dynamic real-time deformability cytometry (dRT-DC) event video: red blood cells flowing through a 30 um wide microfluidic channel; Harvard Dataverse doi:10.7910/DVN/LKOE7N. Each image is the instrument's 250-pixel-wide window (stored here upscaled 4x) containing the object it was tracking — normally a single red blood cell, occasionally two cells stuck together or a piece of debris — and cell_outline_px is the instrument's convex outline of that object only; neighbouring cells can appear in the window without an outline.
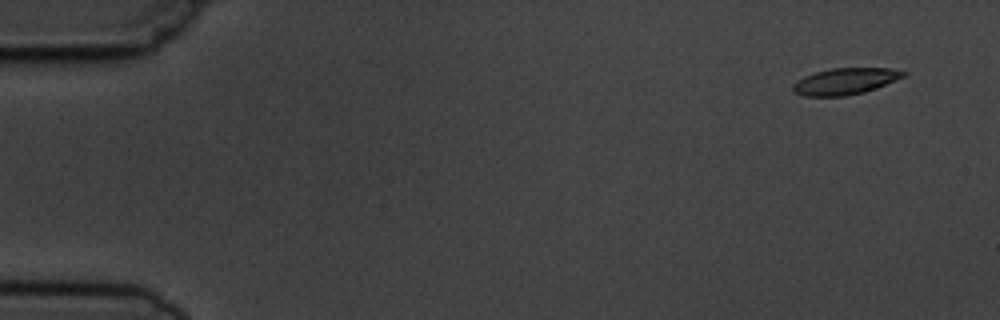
{"species": "common noctule bat (a hibernating species)", "species_latin": "Nyctalus noctula", "temperature_condition": "cold", "stored_images_in_passage": 5, "camera_frame_rate_fps": 3000, "um_per_image_px": 0.085, "animal": {"sex": "male", "body_mass_g": 19.5, "forearm_length_mm": 54.6}, "frame": {"image": 1, "passage_image": 1, "time_ms": 0.0, "image_size_px": [1000, 320], "cell_outline_px": [[908, 72], [904, 76], [876, 88], [864, 92], [844, 96], [804, 96], [792, 92], [792, 84], [796, 80], [804, 76], [816, 72], [832, 68], [892, 68]], "centroid_in_image_um": [71.8, 6.91], "position_along_channel_um": 13.2, "area_um2": 17.05}}
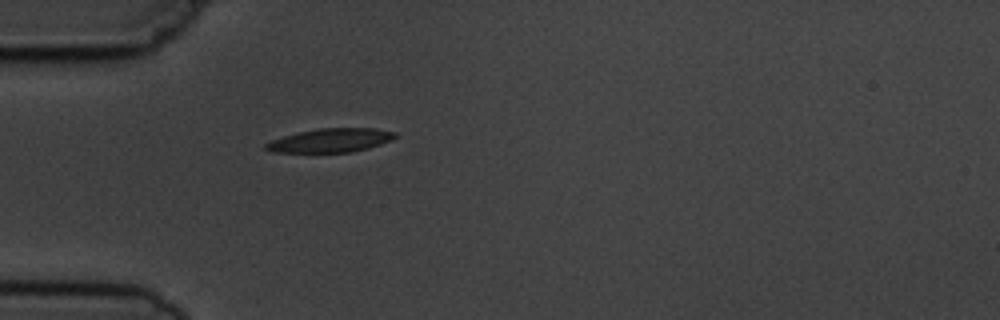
{"frame": {"image": 2, "passage_image": 5, "time_ms": 4.333, "image_size_px": [1000, 320], "cell_outline_px": [[396, 136], [392, 140], [368, 148], [352, 152], [272, 152], [264, 148], [264, 144], [272, 140], [284, 136], [300, 132], [320, 128], [376, 128], [396, 132]], "centroid_in_image_um": [28.12, 11.93], "position_along_channel_um": 56.9, "area_um2": 17.8}}